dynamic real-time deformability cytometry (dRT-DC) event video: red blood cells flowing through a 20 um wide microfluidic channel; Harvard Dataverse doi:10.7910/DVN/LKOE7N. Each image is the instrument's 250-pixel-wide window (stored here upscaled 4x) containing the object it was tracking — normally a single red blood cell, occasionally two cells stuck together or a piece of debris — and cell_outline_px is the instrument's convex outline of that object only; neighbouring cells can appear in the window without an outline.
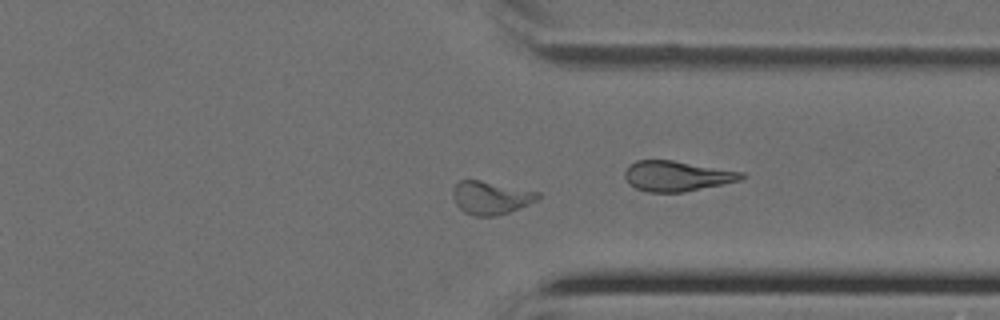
{"species": "Egyptian fruit bat (a non-hibernating species)", "species_latin": "Rousettus aegyptiacus", "temperature_condition": "cold", "stored_images_in_passage": 41, "camera_frame_rate_fps": 3000, "um_per_image_px": 0.085, "animal": {"sex": "female"}, "frame": {"image": 1, "passage_image": 30, "time_ms": 9.667, "image_size_px": [1000, 320], "cell_outline_px": [[540, 196], [536, 200], [528, 204], [508, 212], [496, 216], [476, 216], [464, 212], [456, 204], [452, 196], [452, 188], [460, 180], [480, 180], [540, 192]], "centroid_in_image_um": [41.68, 16.8], "position_along_channel_um": 369.7, "area_um2": 16.3}}